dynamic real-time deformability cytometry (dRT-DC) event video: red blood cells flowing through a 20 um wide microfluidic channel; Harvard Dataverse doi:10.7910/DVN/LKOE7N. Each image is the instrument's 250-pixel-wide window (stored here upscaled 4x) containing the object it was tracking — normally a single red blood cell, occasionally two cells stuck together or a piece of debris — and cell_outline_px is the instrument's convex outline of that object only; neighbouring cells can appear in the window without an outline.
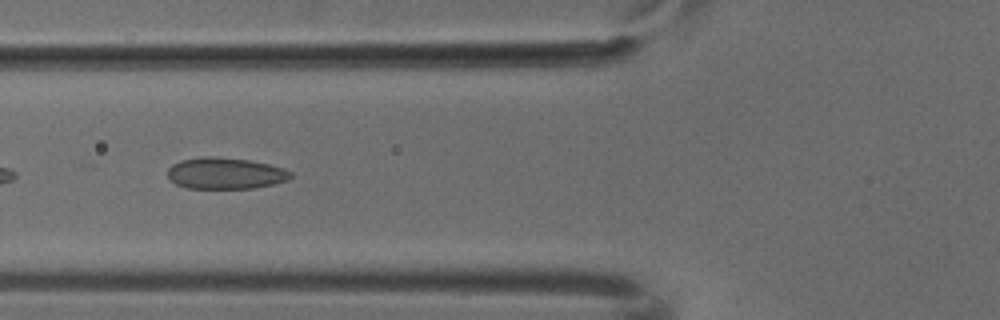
{"species": "common noctule bat (a hibernating species)", "species_latin": "Nyctalus noctula", "temperature_condition": "cold", "stored_images_in_passage": 7, "camera_frame_rate_fps": 3000, "um_per_image_px": 0.085, "animal": {"sex": "male", "body_mass_g": 18.8}, "frame": {"image": 1, "passage_image": 5, "time_ms": 1.333, "image_size_px": [1000, 320], "cell_outline_px": [[292, 176], [288, 180], [272, 184], [252, 188], [188, 188], [176, 184], [168, 176], [168, 168], [172, 164], [180, 160], [200, 156], [212, 156], [248, 160], [268, 164], [284, 168], [292, 172]], "centroid_in_image_um": [19.14, 14.72], "position_along_channel_um": 106.7, "area_um2": 22.48}}
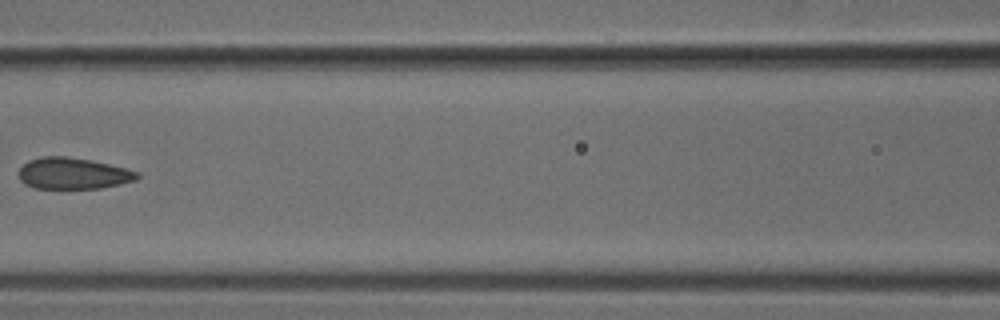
{"frame": {"image": 2, "passage_image": 6, "time_ms": 1.667, "image_size_px": [1000, 320], "cell_outline_px": [[140, 176], [136, 180], [120, 184], [100, 188], [36, 188], [24, 184], [20, 180], [20, 168], [28, 160], [40, 156], [64, 156], [92, 160], [140, 172]], "centroid_in_image_um": [6.21, 14.73], "position_along_channel_um": 160.4, "area_um2": 21.62}}
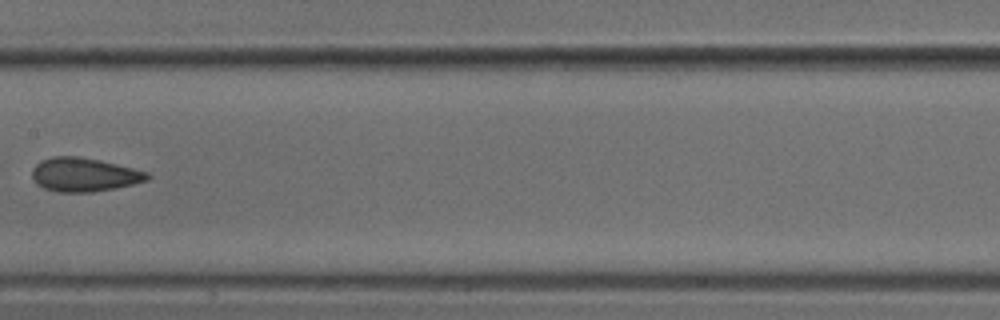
{"frame": {"image": 3, "passage_image": 7, "time_ms": 2.0, "image_size_px": [1000, 320], "cell_outline_px": [[152, 176], [148, 180], [116, 188], [92, 192], [60, 192], [44, 188], [36, 184], [32, 176], [32, 168], [40, 160], [52, 156], [80, 156], [100, 160], [148, 172]], "centroid_in_image_um": [7.14, 14.84], "position_along_channel_um": 200.3, "area_um2": 22.77}}